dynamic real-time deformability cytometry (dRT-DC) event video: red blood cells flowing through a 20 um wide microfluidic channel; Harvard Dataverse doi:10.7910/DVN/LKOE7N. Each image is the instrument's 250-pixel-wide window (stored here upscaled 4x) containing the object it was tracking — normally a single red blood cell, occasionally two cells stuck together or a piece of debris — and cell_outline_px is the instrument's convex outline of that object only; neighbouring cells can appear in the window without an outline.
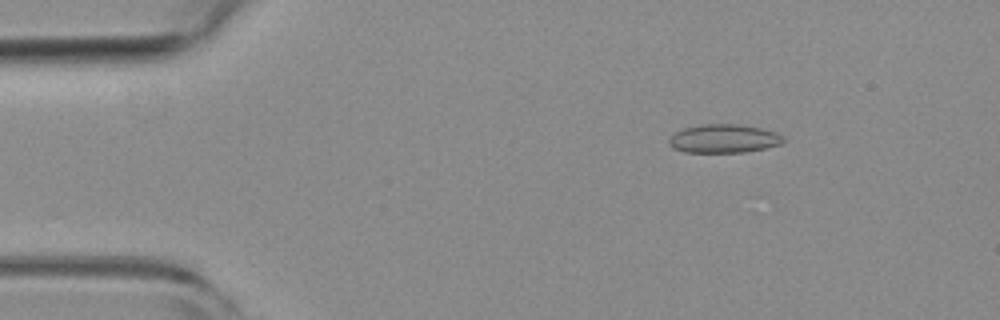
{"species": "common noctule bat (a hibernating species)", "species_latin": "Nyctalus noctula", "temperature_condition": "room temperature", "stored_images_in_passage": 20, "camera_frame_rate_fps": 3000, "um_per_image_px": 0.085, "animal": {"sex": "female", "body_mass_g": 19.3, "forearm_length_mm": 54.1}, "frame": {"image": 1, "passage_image": 4, "time_ms": 1.0, "image_size_px": [1000, 320], "cell_outline_px": [[788, 140], [780, 144], [764, 148], [744, 152], [684, 152], [672, 148], [668, 144], [668, 140], [676, 132], [684, 128], [700, 124], [740, 124], [760, 128], [776, 132], [784, 136]], "centroid_in_image_um": [61.54, 11.78], "position_along_channel_um": 23.5, "area_um2": 19.13}}
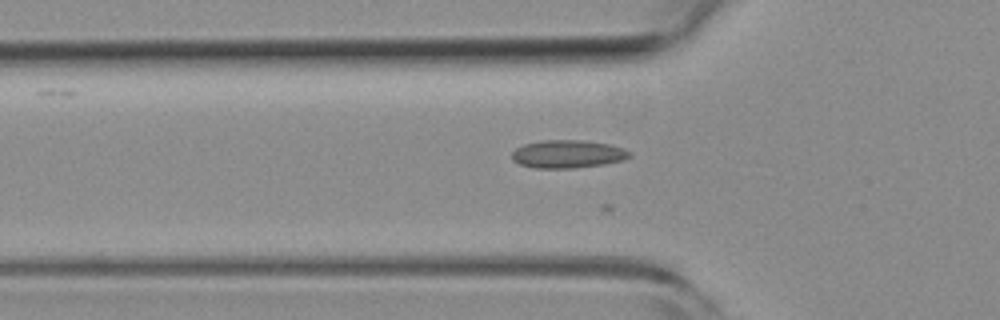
{"frame": {"image": 2, "passage_image": 14, "time_ms": 4.333, "image_size_px": [1000, 320], "cell_outline_px": [[632, 156], [624, 160], [604, 164], [576, 168], [532, 168], [520, 164], [512, 160], [512, 152], [516, 148], [524, 144], [540, 140], [580, 140], [608, 144], [624, 148], [632, 152]], "centroid_in_image_um": [48.27, 13.1], "position_along_channel_um": 77.5, "area_um2": 19.36}}
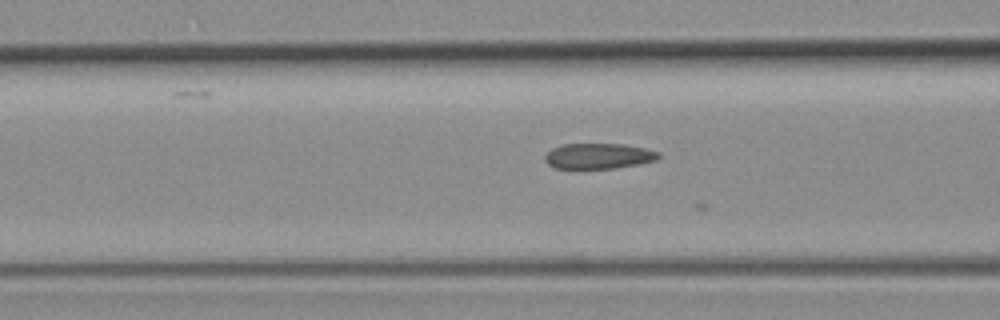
{"frame": {"image": 3, "passage_image": 17, "time_ms": 5.333, "image_size_px": [1000, 320], "cell_outline_px": [[660, 156], [656, 160], [640, 164], [616, 168], [552, 168], [544, 160], [544, 156], [552, 148], [560, 144], [624, 144], [644, 148], [660, 152]], "centroid_in_image_um": [50.86, 13.26], "position_along_channel_um": 115.7, "area_um2": 16.99}}